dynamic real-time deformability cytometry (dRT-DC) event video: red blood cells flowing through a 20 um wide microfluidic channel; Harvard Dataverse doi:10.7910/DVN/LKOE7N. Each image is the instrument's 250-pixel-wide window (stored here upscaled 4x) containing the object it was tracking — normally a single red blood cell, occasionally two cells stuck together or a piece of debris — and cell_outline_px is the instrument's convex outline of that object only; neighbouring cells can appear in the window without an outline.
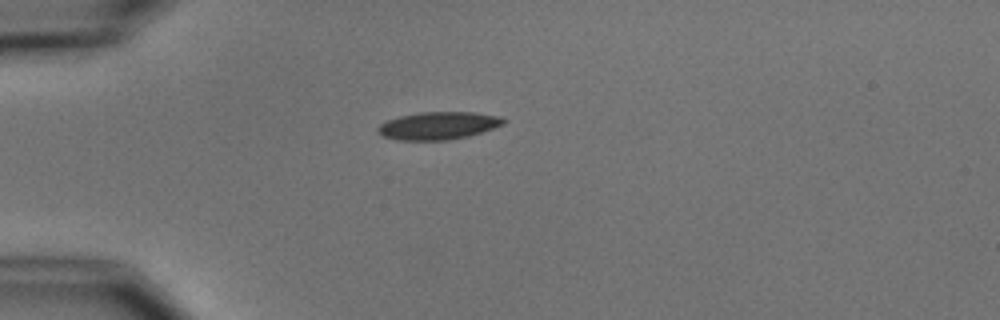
{"species": "common noctule bat (a hibernating species)", "species_latin": "Nyctalus noctula", "temperature_condition": "cold", "stored_images_in_passage": 3, "camera_frame_rate_fps": 3000, "um_per_image_px": 0.085, "animal": {"sex": "male", "body_mass_g": 15.6}, "frame": {"image": 1, "passage_image": 1, "time_ms": 0.0, "image_size_px": [1000, 320], "cell_outline_px": [[508, 120], [504, 124], [468, 136], [448, 140], [396, 140], [384, 136], [376, 128], [380, 124], [388, 120], [400, 116], [420, 112], [472, 112], [500, 116]], "centroid_in_image_um": [37.27, 10.67], "position_along_channel_um": 47.7, "area_um2": 20.11}}
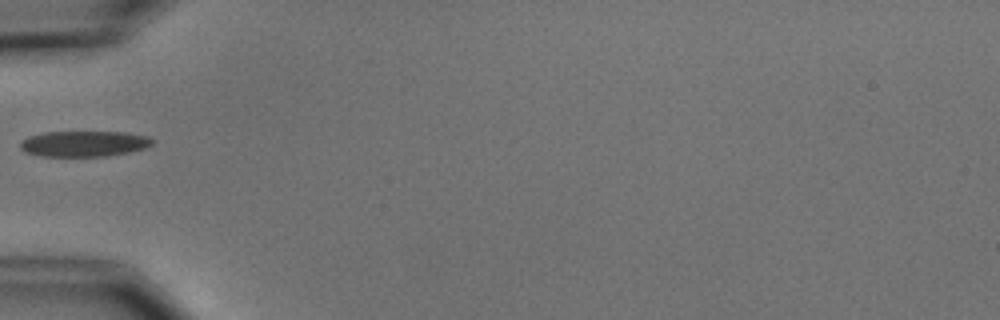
{"frame": {"image": 2, "passage_image": 2, "time_ms": 1.333, "image_size_px": [1000, 320], "cell_outline_px": [[156, 140], [152, 144], [144, 148], [128, 152], [108, 156], [40, 156], [24, 152], [20, 148], [20, 140], [28, 136], [44, 132], [124, 132], [148, 136]], "centroid_in_image_um": [7.12, 12.21], "position_along_channel_um": 77.9, "area_um2": 19.94}}